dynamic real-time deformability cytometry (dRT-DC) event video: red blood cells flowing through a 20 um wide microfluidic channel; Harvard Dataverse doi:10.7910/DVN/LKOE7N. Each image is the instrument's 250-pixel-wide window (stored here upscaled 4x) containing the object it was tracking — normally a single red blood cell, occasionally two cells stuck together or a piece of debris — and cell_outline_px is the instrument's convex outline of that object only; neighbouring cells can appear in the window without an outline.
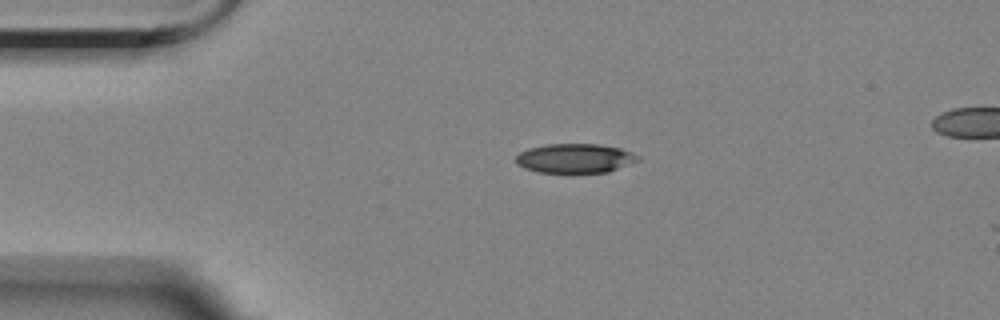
{"species": "Egyptian fruit bat (a non-hibernating species)", "species_latin": "Rousettus aegyptiacus", "temperature_condition": "room temperature", "stored_images_in_passage": 3, "camera_frame_rate_fps": 3000, "um_per_image_px": 0.085, "animal": {"sex": "female"}, "frame": {"image": 1, "passage_image": 1, "time_ms": 0.0, "image_size_px": [1000, 320], "cell_outline_px": [[640, 160], [608, 172], [536, 172], [524, 168], [516, 164], [516, 156], [520, 152], [528, 148], [544, 144], [600, 144], [620, 148], [640, 156]], "centroid_in_image_um": [48.85, 13.45], "position_along_channel_um": 36.1, "area_um2": 20.87}}